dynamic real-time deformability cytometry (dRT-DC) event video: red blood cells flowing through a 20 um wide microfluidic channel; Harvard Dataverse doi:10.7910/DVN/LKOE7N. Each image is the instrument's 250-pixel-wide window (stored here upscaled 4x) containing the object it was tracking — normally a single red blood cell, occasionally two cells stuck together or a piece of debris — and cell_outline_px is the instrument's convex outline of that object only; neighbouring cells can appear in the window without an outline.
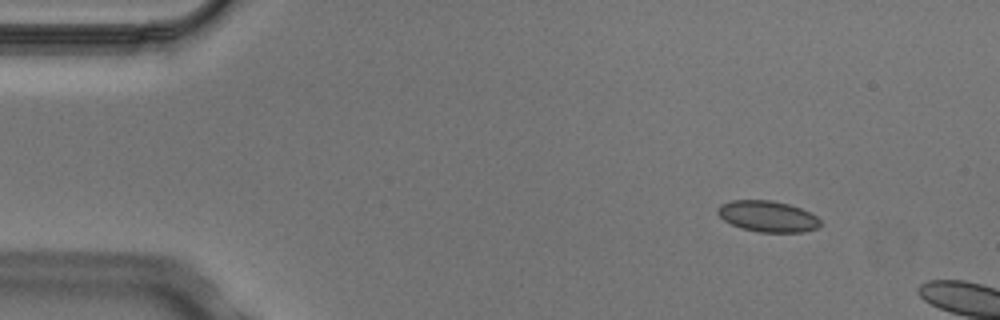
{"species": "Egyptian fruit bat (a non-hibernating species)", "species_latin": "Rousettus aegyptiacus", "temperature_condition": "cold", "stored_images_in_passage": 2, "camera_frame_rate_fps": 3000, "um_per_image_px": 0.085, "animal": {"sex": "male"}, "frame": {"image": 1, "passage_image": 1, "time_ms": 0.0, "image_size_px": [1000, 320], "cell_outline_px": [[820, 224], [816, 228], [804, 232], [760, 232], [740, 228], [724, 220], [716, 212], [716, 208], [720, 204], [732, 200], [772, 200], [788, 204], [800, 208], [816, 216], [820, 220]], "centroid_in_image_um": [65.21, 18.38], "position_along_channel_um": 19.8, "area_um2": 18.55}}